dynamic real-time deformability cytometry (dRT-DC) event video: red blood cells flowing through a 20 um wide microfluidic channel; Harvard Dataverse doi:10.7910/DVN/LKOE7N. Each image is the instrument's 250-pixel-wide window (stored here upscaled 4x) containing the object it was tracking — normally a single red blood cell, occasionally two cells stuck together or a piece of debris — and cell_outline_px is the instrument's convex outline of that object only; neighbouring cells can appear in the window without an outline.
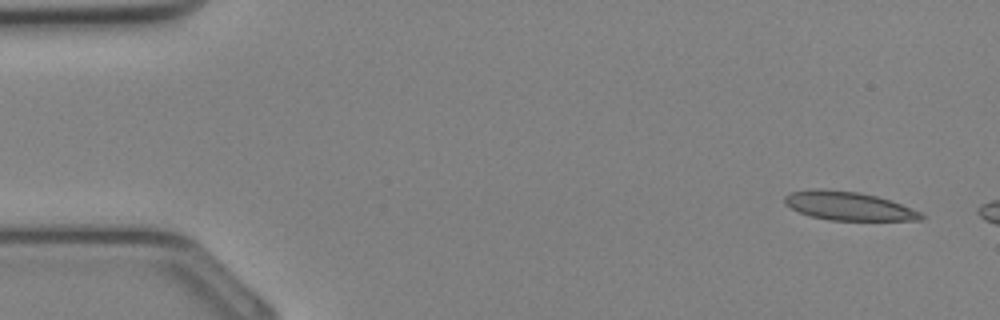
{"species": "Egyptian fruit bat (a non-hibernating species)", "species_latin": "Rousettus aegyptiacus", "temperature_condition": "cold", "stored_images_in_passage": 5, "camera_frame_rate_fps": 3000, "um_per_image_px": 0.085, "animal": {"sex": "female"}, "frame": {"image": 1, "passage_image": 1, "time_ms": 0.0, "image_size_px": [1000, 320], "cell_outline_px": [[924, 220], [828, 220], [808, 216], [784, 204], [784, 196], [792, 192], [808, 188], [820, 188], [856, 192], [876, 196], [900, 204], [920, 212], [924, 216]], "centroid_in_image_um": [72.06, 17.5], "position_along_channel_um": 12.9, "area_um2": 22.66}}